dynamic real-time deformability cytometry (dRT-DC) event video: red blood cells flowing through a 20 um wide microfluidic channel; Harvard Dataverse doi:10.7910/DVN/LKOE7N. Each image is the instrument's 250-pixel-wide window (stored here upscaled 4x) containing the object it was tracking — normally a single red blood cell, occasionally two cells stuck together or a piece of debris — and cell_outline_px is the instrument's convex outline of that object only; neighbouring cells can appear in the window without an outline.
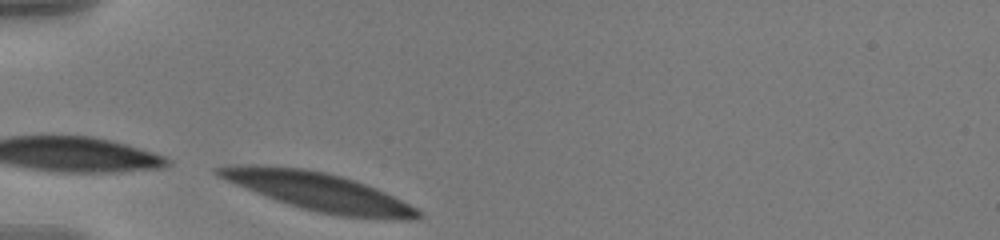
{"species": "human", "species_latin": "Homo sapiens", "temperature_condition": "warm", "stored_images_in_passage": 12, "camera_frame_rate_fps": 3000, "um_per_image_px": 0.085, "donor": {"sex": "male"}, "frame": {"image": 1, "passage_image": 1, "time_ms": 0.0, "image_size_px": [1000, 240], "cell_outline_px": [[424, 216], [416, 220], [392, 220], [340, 216], [320, 212], [304, 208], [276, 200], [216, 176], [212, 172], [212, 168], [228, 164], [304, 168], [324, 172], [340, 176], [376, 188], [416, 208]], "centroid_in_image_um": [27.08, 16.29], "position_along_channel_um": 57.9, "area_um2": 43.81}}
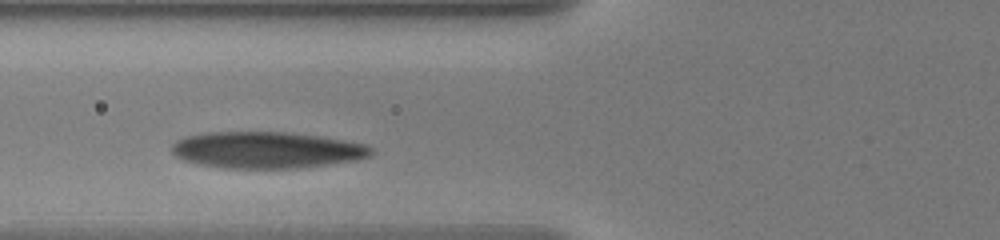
{"frame": {"image": 2, "passage_image": 6, "time_ms": 1.667, "image_size_px": [1000, 240], "cell_outline_px": [[372, 152], [368, 156], [356, 160], [300, 168], [220, 168], [200, 164], [184, 160], [176, 156], [172, 152], [172, 144], [176, 140], [184, 136], [208, 132], [284, 132], [316, 136], [344, 140], [364, 144], [372, 148]], "centroid_in_image_um": [22.61, 12.75], "position_along_channel_um": 103.2, "area_um2": 42.25}}
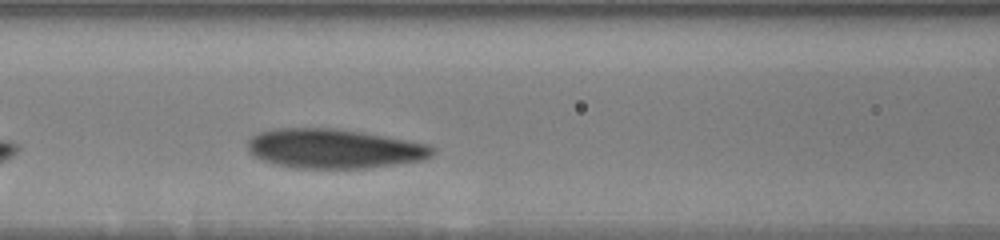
{"frame": {"image": 3, "passage_image": 9, "time_ms": 2.667, "image_size_px": [1000, 240], "cell_outline_px": [[436, 152], [432, 156], [424, 160], [368, 168], [292, 168], [276, 164], [264, 160], [256, 156], [248, 148], [248, 140], [252, 136], [260, 132], [272, 128], [336, 128], [384, 136], [428, 144], [436, 148]], "centroid_in_image_um": [28.43, 12.63], "position_along_channel_um": 138.2, "area_um2": 42.43}}